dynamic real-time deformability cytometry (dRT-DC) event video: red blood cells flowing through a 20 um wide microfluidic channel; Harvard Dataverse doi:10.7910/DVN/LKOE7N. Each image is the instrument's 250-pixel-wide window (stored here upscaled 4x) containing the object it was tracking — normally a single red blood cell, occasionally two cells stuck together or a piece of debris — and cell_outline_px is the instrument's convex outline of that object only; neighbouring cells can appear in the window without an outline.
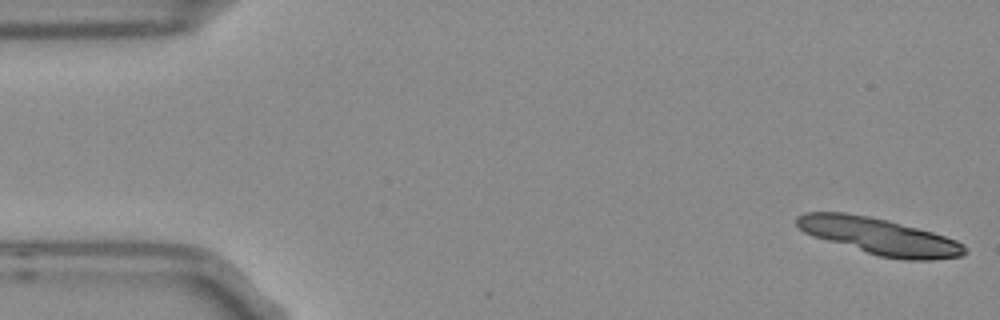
{"species": "Egyptian fruit bat (a non-hibernating species)", "species_latin": "Rousettus aegyptiacus", "temperature_condition": "room temperature", "stored_images_in_passage": 5, "camera_frame_rate_fps": 3000, "um_per_image_px": 0.085, "frame": {"image": 1, "passage_image": 1, "time_ms": 0.0, "image_size_px": [1000, 320], "cell_outline_px": [[968, 252], [964, 256], [932, 260], [904, 260], [880, 256], [812, 236], [804, 232], [796, 224], [796, 216], [804, 212], [844, 212], [868, 216], [888, 220], [932, 232], [956, 240], [964, 244], [968, 248]], "centroid_in_image_um": [74.78, 20.09], "position_along_channel_um": 10.2, "area_um2": 35.78}}